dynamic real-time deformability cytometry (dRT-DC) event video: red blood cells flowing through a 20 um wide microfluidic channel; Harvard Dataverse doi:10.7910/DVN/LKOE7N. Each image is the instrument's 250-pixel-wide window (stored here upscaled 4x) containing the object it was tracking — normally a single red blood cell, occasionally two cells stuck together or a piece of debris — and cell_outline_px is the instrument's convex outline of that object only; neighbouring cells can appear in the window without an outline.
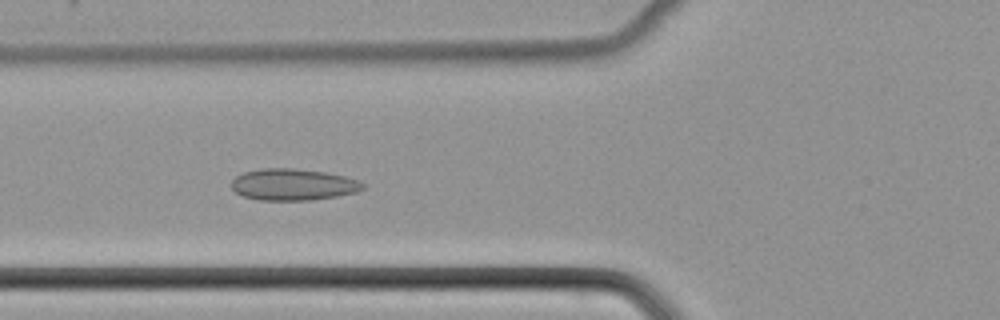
{"species": "common noctule bat (a hibernating species)", "species_latin": "Nyctalus noctula", "temperature_condition": "cold", "stored_images_in_passage": 53, "camera_frame_rate_fps": 3000, "um_per_image_px": 0.085, "animal": {"sex": "female", "body_mass_g": 22.7, "forearm_length_mm": 54.2}, "frame": {"image": 1, "passage_image": 21, "time_ms": 6.667, "image_size_px": [1000, 320], "cell_outline_px": [[364, 188], [356, 192], [336, 196], [308, 200], [260, 200], [244, 196], [236, 192], [232, 188], [232, 180], [236, 176], [244, 172], [264, 168], [292, 168], [324, 172], [344, 176], [360, 180], [364, 184]], "centroid_in_image_um": [24.92, 15.68], "position_along_channel_um": 100.9, "area_um2": 23.99}}
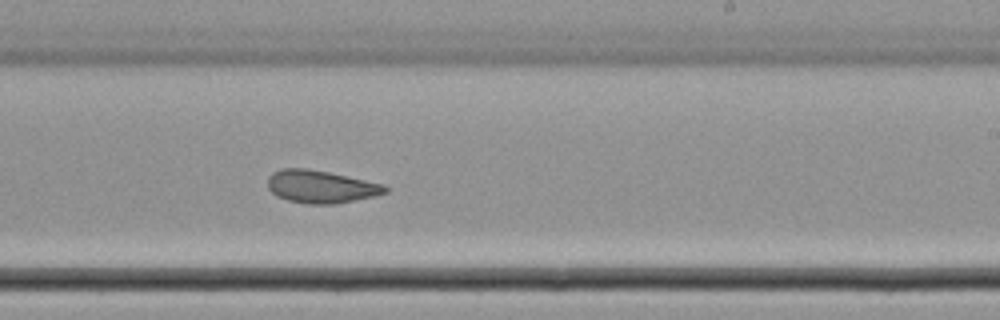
{"frame": {"image": 2, "passage_image": 33, "time_ms": 10.667, "image_size_px": [1000, 320], "cell_outline_px": [[388, 192], [376, 196], [336, 204], [308, 204], [288, 200], [276, 196], [268, 188], [268, 176], [272, 172], [280, 168], [308, 168], [328, 172], [384, 184], [388, 188]], "centroid_in_image_um": [27.27, 15.86], "position_along_channel_um": 261.7, "area_um2": 22.54}}
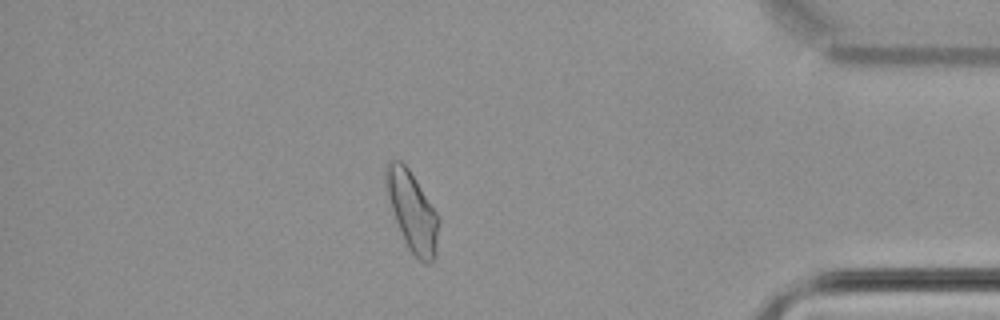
{"frame": {"image": 3, "passage_image": 46, "time_ms": 15.0, "image_size_px": [1000, 320], "cell_outline_px": [[440, 220], [436, 256], [428, 264], [424, 264], [408, 248], [404, 240], [396, 220], [388, 196], [384, 180], [384, 168], [388, 160], [392, 156], [400, 160], [408, 168], [440, 216]], "centroid_in_image_um": [35.05, 17.92], "position_along_channel_um": 400.2, "area_um2": 24.62}}